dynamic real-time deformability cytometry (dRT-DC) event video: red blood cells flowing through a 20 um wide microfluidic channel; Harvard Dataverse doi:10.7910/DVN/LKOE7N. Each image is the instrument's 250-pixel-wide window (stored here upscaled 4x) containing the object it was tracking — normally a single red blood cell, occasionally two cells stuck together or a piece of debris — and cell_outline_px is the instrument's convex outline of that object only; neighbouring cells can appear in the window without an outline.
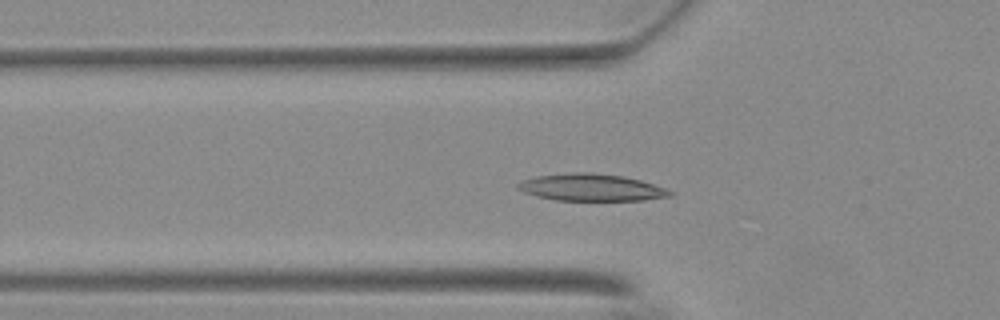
{"species": "Egyptian fruit bat (a non-hibernating species)", "species_latin": "Rousettus aegyptiacus", "temperature_condition": "warm", "stored_images_in_passage": 52, "camera_frame_rate_fps": 3000, "um_per_image_px": 0.085, "animal": {"sex": "female"}, "frame": {"image": 1, "passage_image": 15, "time_ms": 4.667, "image_size_px": [1000, 320], "cell_outline_px": [[676, 192], [672, 196], [644, 200], [556, 200], [536, 196], [524, 192], [516, 188], [516, 184], [520, 180], [536, 176], [572, 172], [592, 172], [624, 176], [640, 180]], "centroid_in_image_um": [50.24, 15.92], "position_along_channel_um": 75.6, "area_um2": 24.1}}
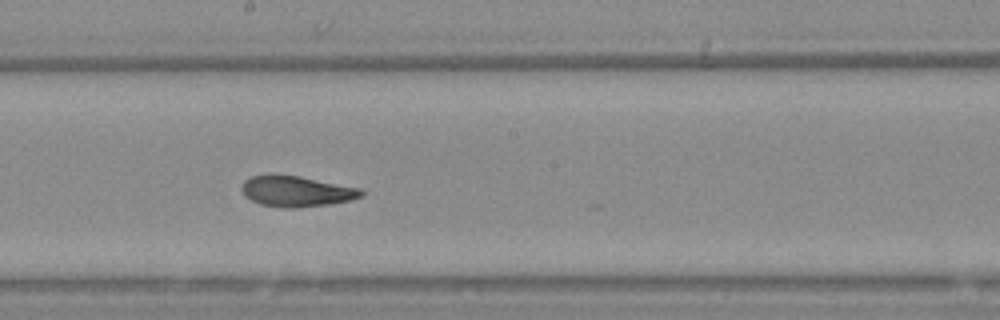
{"frame": {"image": 2, "passage_image": 27, "time_ms": 8.667, "image_size_px": [1000, 320], "cell_outline_px": [[364, 196], [352, 200], [328, 204], [300, 208], [284, 208], [260, 204], [244, 196], [240, 188], [240, 184], [244, 180], [252, 176], [276, 172], [300, 176], [360, 188], [364, 192]], "centroid_in_image_um": [25.15, 16.24], "position_along_channel_um": 223.0, "area_um2": 22.02}}
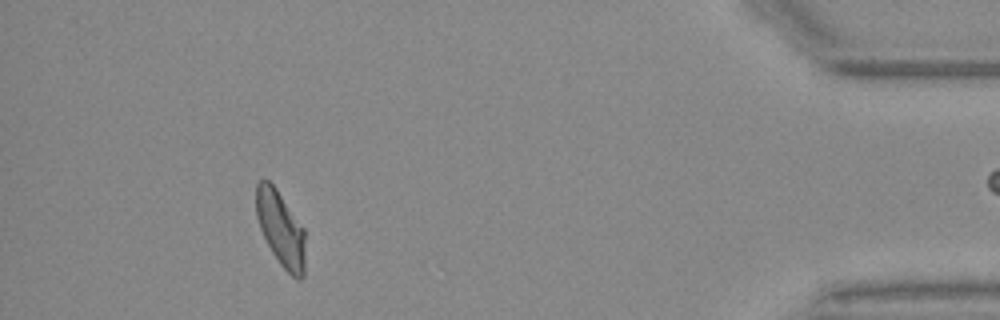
{"frame": {"image": 3, "passage_image": 47, "time_ms": 15.333, "image_size_px": [1000, 320], "cell_outline_px": [[304, 276], [300, 280], [296, 280], [280, 264], [272, 252], [260, 228], [256, 216], [256, 184], [260, 180], [268, 180], [276, 188], [304, 228]], "centroid_in_image_um": [23.86, 19.45], "position_along_channel_um": 411.3, "area_um2": 21.33}, "authors_computed_cell_mechanics": {"area_um2": 21.9351, "velocity_mm_per_s": 3.6867, "shape_relaxation_time_tau1_ms": 6.9742, "shape_relaxation_time_tau2_ms": 2.3472, "deformation_change_tau1": 0.2097, "deformation_change_tau2": 0.0615}}